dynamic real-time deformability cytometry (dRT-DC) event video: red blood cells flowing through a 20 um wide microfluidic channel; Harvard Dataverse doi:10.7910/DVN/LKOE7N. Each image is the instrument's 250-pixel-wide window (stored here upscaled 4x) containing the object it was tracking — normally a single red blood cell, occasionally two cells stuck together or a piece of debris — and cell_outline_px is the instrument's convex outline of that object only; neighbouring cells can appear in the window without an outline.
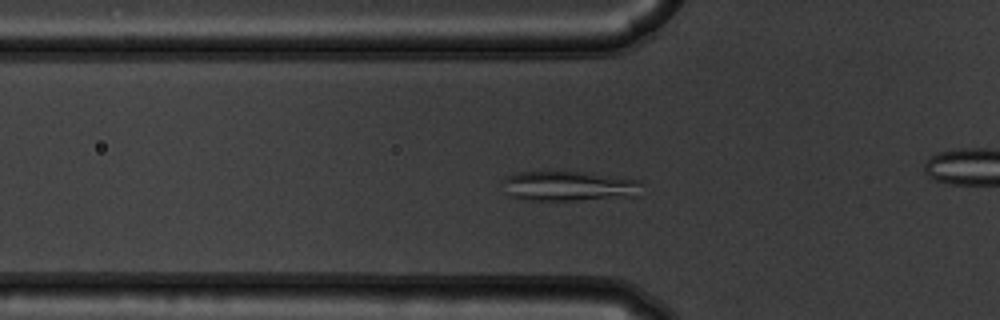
{"species": "common noctule bat (a hibernating species)", "species_latin": "Nyctalus noctula", "temperature_condition": "warm", "stored_images_in_passage": 54, "camera_frame_rate_fps": 3000, "um_per_image_px": 0.085, "animal": {"sex": "male", "body_mass_g": 19.5, "forearm_length_mm": 54.6}, "frame": {"image": 1, "passage_image": 17, "time_ms": 5.333, "image_size_px": [1000, 320], "cell_outline_px": [[640, 196], [576, 200], [524, 200], [508, 196], [500, 180], [516, 172], [588, 172], [640, 180]], "centroid_in_image_um": [48.33, 15.82], "position_along_channel_um": 77.5, "area_um2": 24.51}}
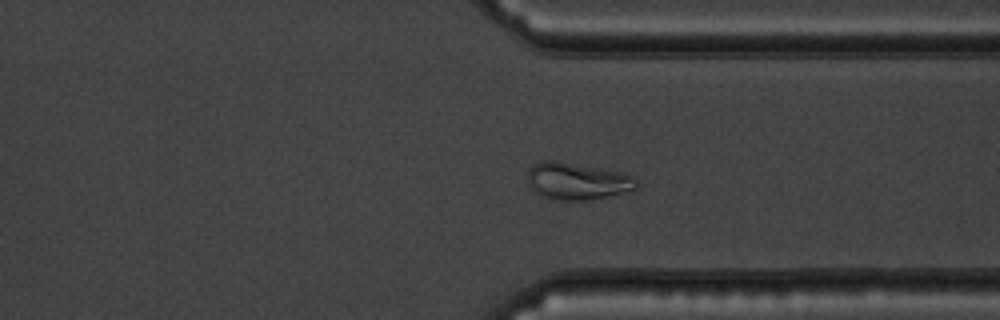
{"frame": {"image": 2, "passage_image": 40, "time_ms": 13.0, "image_size_px": [1000, 320], "cell_outline_px": [[640, 188], [608, 196], [584, 200], [552, 200], [540, 196], [528, 184], [528, 168], [532, 164], [544, 160], [560, 160], [620, 172], [632, 176], [636, 180]], "centroid_in_image_um": [49.02, 15.38], "position_along_channel_um": 362.4, "area_um2": 23.76}}
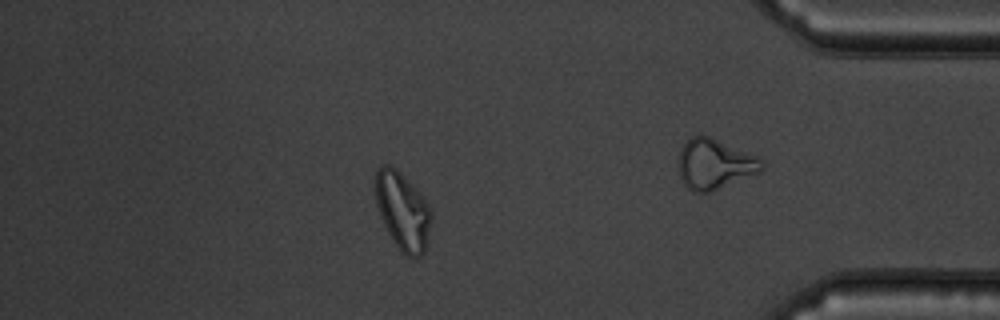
{"frame": {"image": 3, "passage_image": 46, "time_ms": 15.0, "image_size_px": [1000, 320], "cell_outline_px": [[432, 216], [424, 252], [420, 256], [404, 256], [400, 252], [388, 232], [380, 216], [376, 204], [376, 172], [384, 164], [392, 164], [416, 188], [432, 212]], "centroid_in_image_um": [34.22, 17.94], "position_along_channel_um": 401.0, "area_um2": 24.97}}